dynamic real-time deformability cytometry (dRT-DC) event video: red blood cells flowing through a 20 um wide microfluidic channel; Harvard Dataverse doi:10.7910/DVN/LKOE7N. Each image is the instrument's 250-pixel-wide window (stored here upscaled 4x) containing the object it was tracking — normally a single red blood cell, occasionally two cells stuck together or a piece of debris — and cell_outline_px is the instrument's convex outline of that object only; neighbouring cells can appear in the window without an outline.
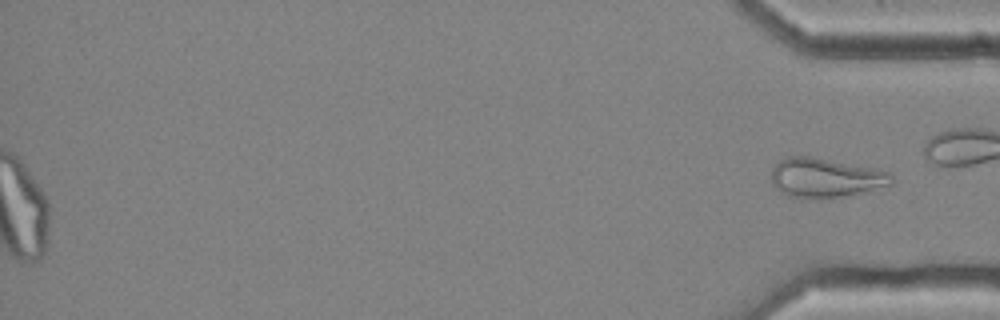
{"species": "common noctule bat (a hibernating species)", "species_latin": "Nyctalus noctula", "temperature_condition": "cold", "stored_images_in_passage": 51, "camera_frame_rate_fps": 3000, "um_per_image_px": 0.085, "animal": {"sex": "female", "body_mass_g": 25.1}, "frame": {"image": 1, "passage_image": 51, "time_ms": 16.667, "image_size_px": [1000, 320], "cell_outline_px": [[892, 184], [868, 192], [848, 196], [816, 200], [788, 196], [780, 192], [772, 184], [772, 168], [780, 160], [788, 156], [812, 156], [876, 168], [892, 172]], "centroid_in_image_um": [70.2, 15.13], "position_along_channel_um": 365.0, "area_um2": 28.32}}